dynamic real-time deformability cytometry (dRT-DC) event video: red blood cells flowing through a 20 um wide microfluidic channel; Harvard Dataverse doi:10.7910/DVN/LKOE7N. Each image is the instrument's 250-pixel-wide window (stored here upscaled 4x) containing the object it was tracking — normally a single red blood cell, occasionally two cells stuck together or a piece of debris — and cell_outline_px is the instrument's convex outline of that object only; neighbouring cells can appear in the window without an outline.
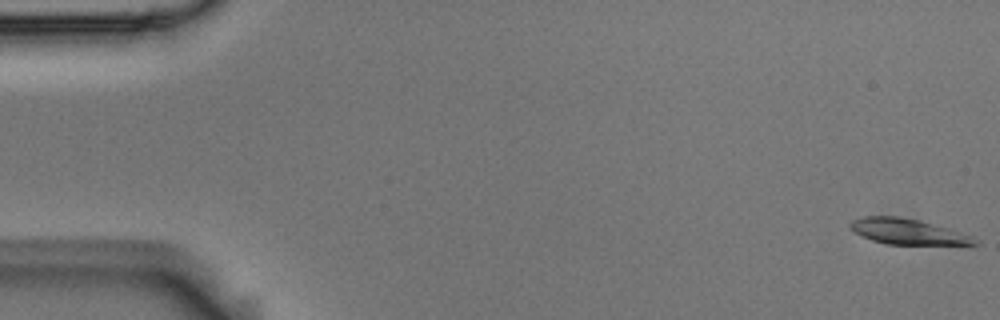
{"species": "Egyptian fruit bat (a non-hibernating species)", "species_latin": "Rousettus aegyptiacus", "temperature_condition": "room temperature", "stored_images_in_passage": 5, "camera_frame_rate_fps": 3000, "um_per_image_px": 0.085, "animal": {"sex": "male"}, "frame": {"image": 1, "passage_image": 1, "time_ms": 0.0, "image_size_px": [1000, 320], "cell_outline_px": [[980, 244], [888, 244], [872, 240], [848, 228], [848, 224], [852, 220], [864, 216], [900, 216], [920, 220], [960, 232], [972, 236]], "centroid_in_image_um": [77.1, 19.67], "position_along_channel_um": 7.9, "area_um2": 18.26}}
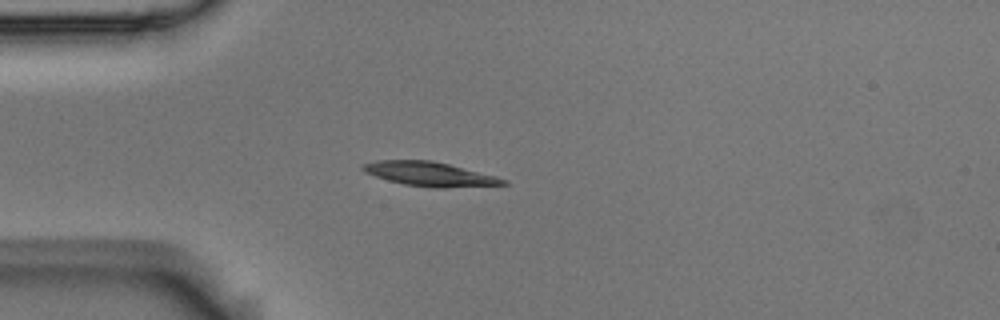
{"frame": {"image": 2, "passage_image": 5, "time_ms": 1.333, "image_size_px": [1000, 320], "cell_outline_px": [[508, 184], [444, 188], [432, 188], [404, 184], [388, 180], [364, 172], [360, 168], [360, 164], [380, 160], [432, 160], [496, 176], [508, 180]], "centroid_in_image_um": [36.5, 14.79], "position_along_channel_um": 48.5, "area_um2": 19.77}}